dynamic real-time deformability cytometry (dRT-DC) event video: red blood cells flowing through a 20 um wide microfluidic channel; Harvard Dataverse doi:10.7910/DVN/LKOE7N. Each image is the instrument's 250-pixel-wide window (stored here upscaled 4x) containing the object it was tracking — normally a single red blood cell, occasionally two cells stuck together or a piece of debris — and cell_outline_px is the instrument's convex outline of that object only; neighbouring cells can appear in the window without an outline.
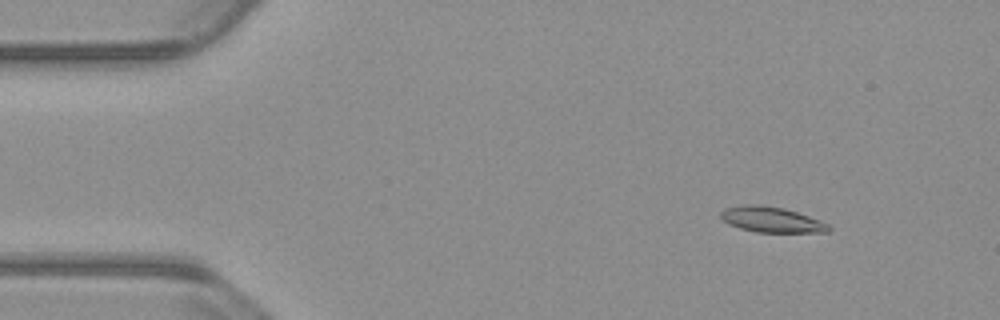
{"species": "common noctule bat (a hibernating species)", "species_latin": "Nyctalus noctula", "temperature_condition": "warm", "stored_images_in_passage": 55, "camera_frame_rate_fps": 3000, "um_per_image_px": 0.085, "animal": {"sex": "male", "body_mass_g": 23.1, "forearm_length_mm": 52.7}, "frame": {"image": 1, "passage_image": 7, "time_ms": 2.0, "image_size_px": [1000, 320], "cell_outline_px": [[832, 228], [828, 232], [756, 232], [740, 228], [728, 224], [720, 216], [720, 212], [724, 208], [744, 204], [760, 204], [784, 208], [820, 220], [828, 224]], "centroid_in_image_um": [65.56, 18.66], "position_along_channel_um": 19.4, "area_um2": 16.07}}
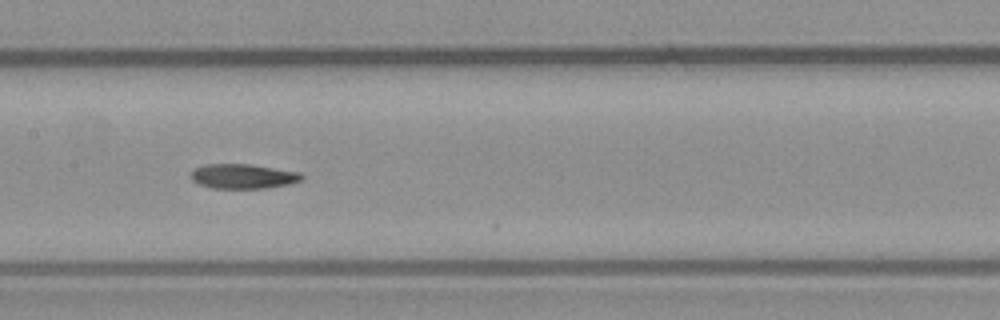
{"frame": {"image": 2, "passage_image": 27, "time_ms": 8.667, "image_size_px": [1000, 320], "cell_outline_px": [[304, 180], [288, 184], [264, 188], [212, 188], [200, 184], [192, 180], [188, 176], [196, 168], [204, 164], [248, 164], [300, 172], [304, 176]], "centroid_in_image_um": [20.66, 14.98], "position_along_channel_um": 186.7, "area_um2": 15.9}}
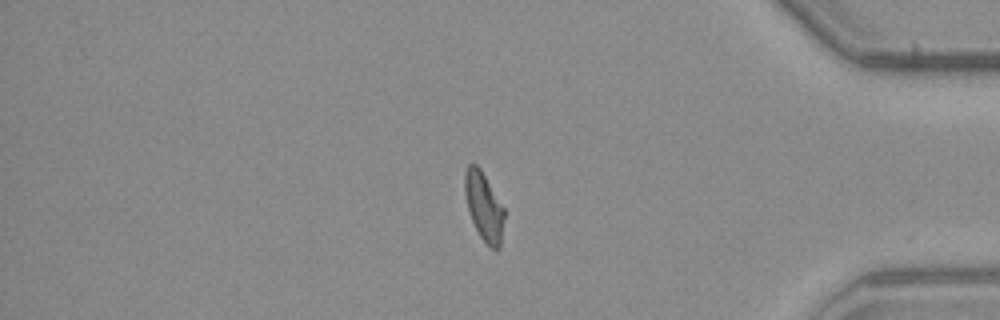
{"frame": {"image": 3, "passage_image": 46, "time_ms": 15.0, "image_size_px": [1000, 320], "cell_outline_px": [[504, 216], [500, 248], [496, 252], [480, 236], [472, 220], [468, 208], [464, 192], [464, 172], [468, 164], [476, 164], [480, 168], [504, 208]], "centroid_in_image_um": [41.12, 17.54], "position_along_channel_um": 394.1, "area_um2": 15.55}, "authors_computed_cell_mechanics": {"area_um2": 16.0684, "velocity_mm_per_s": 3.8036, "shape_relaxation_time_tau1_ms": null, "shape_relaxation_time_tau2_ms": 4.2653, "deformation_change_tau1": null, "deformation_change_tau2": 0.1011}}